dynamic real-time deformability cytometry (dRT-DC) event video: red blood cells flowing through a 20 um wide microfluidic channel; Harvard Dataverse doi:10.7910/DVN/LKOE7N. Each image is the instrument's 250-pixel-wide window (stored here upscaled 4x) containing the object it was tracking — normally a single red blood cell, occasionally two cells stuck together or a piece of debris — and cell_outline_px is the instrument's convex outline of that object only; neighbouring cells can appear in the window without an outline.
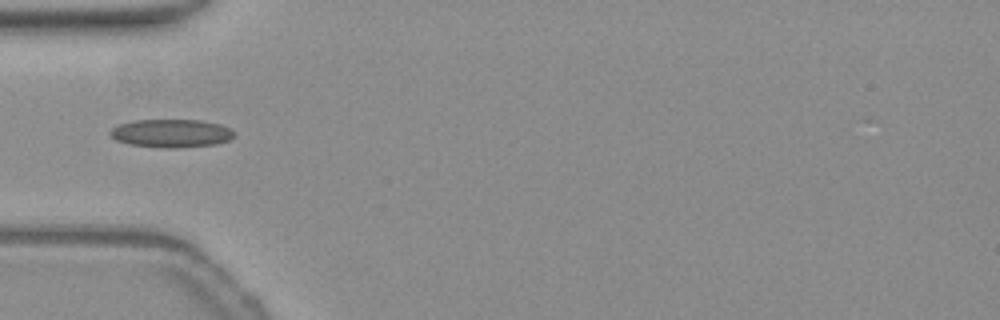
{"species": "common noctule bat (a hibernating species)", "species_latin": "Nyctalus noctula", "temperature_condition": "warm", "stored_images_in_passage": 37, "camera_frame_rate_fps": 3000, "um_per_image_px": 0.085, "animal": {"sex": "female", "body_mass_g": 19.3, "forearm_length_mm": 54.1}, "frame": {"image": 1, "passage_image": 1, "time_ms": 0.0, "image_size_px": [1000, 320], "cell_outline_px": [[236, 136], [228, 140], [216, 144], [176, 148], [164, 148], [128, 144], [116, 140], [108, 132], [112, 128], [120, 124], [132, 120], [200, 120], [220, 124], [236, 132]], "centroid_in_image_um": [14.57, 11.33], "position_along_channel_um": 70.4, "area_um2": 20.46}}
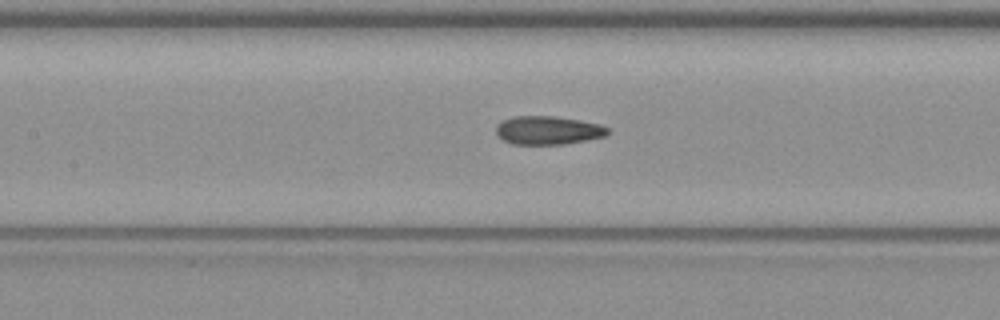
{"frame": {"image": 2, "passage_image": 8, "time_ms": 2.333, "image_size_px": [1000, 320], "cell_outline_px": [[608, 132], [604, 136], [564, 144], [512, 144], [504, 140], [496, 132], [496, 124], [504, 120], [516, 116], [556, 116], [580, 120], [600, 124], [608, 128]], "centroid_in_image_um": [46.57, 11.07], "position_along_channel_um": 160.8, "area_um2": 18.32}}
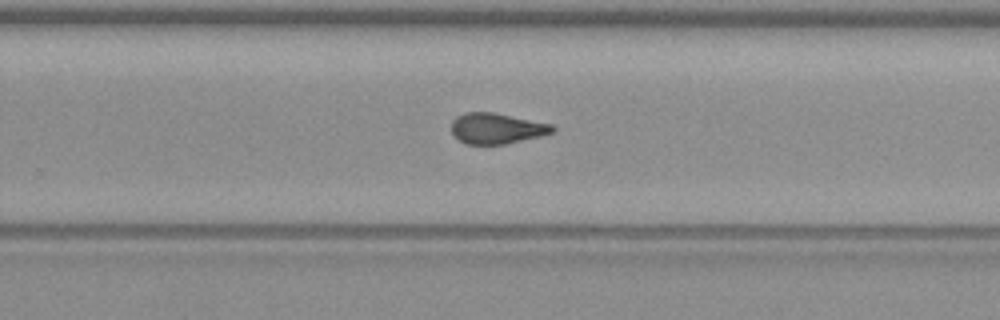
{"frame": {"image": 3, "passage_image": 18, "time_ms": 5.667, "image_size_px": [1000, 320], "cell_outline_px": [[556, 128], [552, 132], [540, 136], [504, 144], [464, 144], [452, 132], [452, 120], [456, 116], [464, 112], [492, 112], [552, 124]], "centroid_in_image_um": [42.19, 10.91], "position_along_channel_um": 287.6, "area_um2": 17.92}, "authors_computed_cell_mechanics": {"area_um2": 18.207, "velocity_mm_per_s": 3.8179, "shape_relaxation_time_tau1_ms": null, "shape_relaxation_time_tau2_ms": 2.402, "deformation_change_tau1": null, "deformation_change_tau2": 0.1159}}